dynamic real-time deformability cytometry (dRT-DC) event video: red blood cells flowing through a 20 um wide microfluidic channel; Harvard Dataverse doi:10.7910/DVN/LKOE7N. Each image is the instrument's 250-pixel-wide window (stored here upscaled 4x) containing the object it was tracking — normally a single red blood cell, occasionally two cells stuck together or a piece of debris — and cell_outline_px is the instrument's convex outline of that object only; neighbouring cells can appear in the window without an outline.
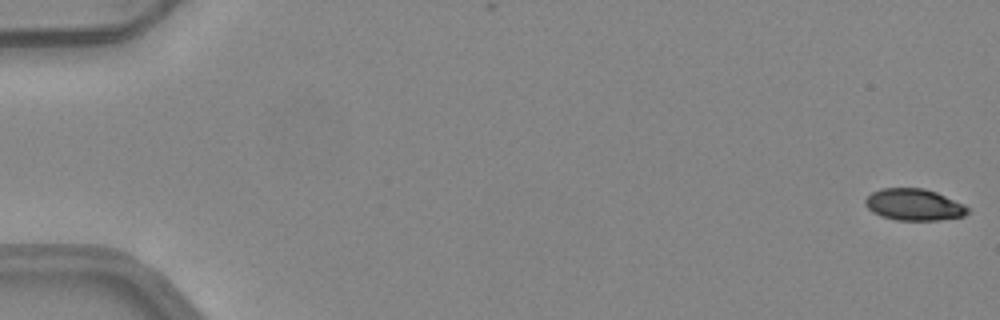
{"species": "common noctule bat (a hibernating species)", "species_latin": "Nyctalus noctula", "temperature_condition": "warm", "stored_images_in_passage": 7, "camera_frame_rate_fps": 3000, "um_per_image_px": 0.085, "animal": {"sex": "female", "body_mass_g": 24.6, "forearm_length_mm": 56.2}, "frame": {"image": 1, "passage_image": 1, "time_ms": 0.0, "image_size_px": [1000, 320], "cell_outline_px": [[968, 212], [964, 216], [940, 220], [896, 220], [880, 216], [872, 212], [864, 204], [864, 200], [872, 192], [880, 188], [924, 188], [936, 192], [964, 204], [968, 208]], "centroid_in_image_um": [77.66, 17.4], "position_along_channel_um": 7.3, "area_um2": 18.96}}